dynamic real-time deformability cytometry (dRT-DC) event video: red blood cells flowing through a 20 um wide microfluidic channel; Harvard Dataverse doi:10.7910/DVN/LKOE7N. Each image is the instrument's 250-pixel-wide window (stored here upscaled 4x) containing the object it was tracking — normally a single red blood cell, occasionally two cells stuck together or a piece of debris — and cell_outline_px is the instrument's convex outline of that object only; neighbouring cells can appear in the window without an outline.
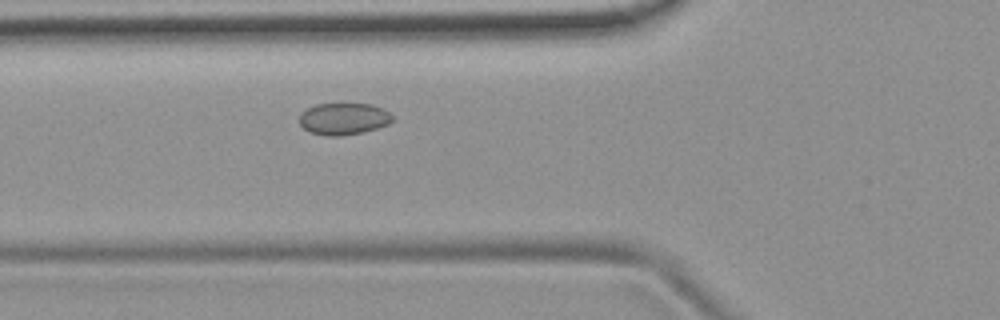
{"species": "common noctule bat (a hibernating species)", "species_latin": "Nyctalus noctula", "temperature_condition": "room temperature", "stored_images_in_passage": 45, "camera_frame_rate_fps": 3000, "um_per_image_px": 0.085, "animal": {"sex": "female", "body_mass_g": 19.9}, "frame": {"image": 1, "passage_image": 12, "time_ms": 3.667, "image_size_px": [1000, 320], "cell_outline_px": [[392, 120], [388, 124], [364, 132], [340, 136], [328, 136], [308, 132], [300, 124], [300, 116], [308, 108], [316, 104], [372, 104], [384, 108], [392, 116]], "centroid_in_image_um": [29.22, 10.1], "position_along_channel_um": 96.6, "area_um2": 17.17}}
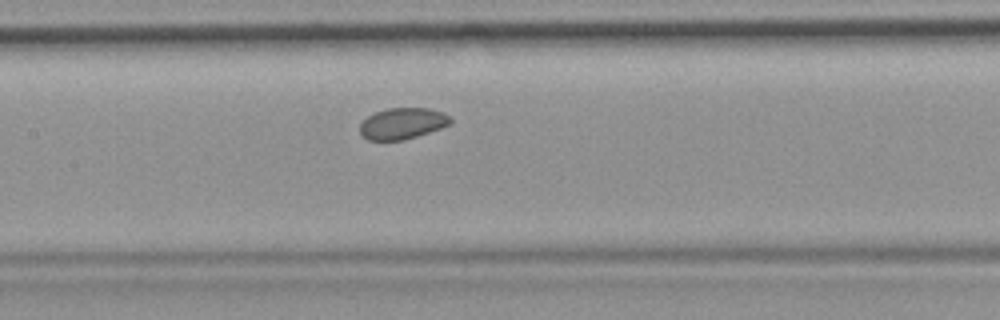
{"frame": {"image": 2, "passage_image": 18, "time_ms": 5.667, "image_size_px": [1000, 320], "cell_outline_px": [[452, 124], [404, 140], [368, 140], [360, 132], [360, 124], [368, 116], [376, 112], [388, 108], [432, 108], [444, 112], [452, 120]], "centroid_in_image_um": [34.24, 10.48], "position_along_channel_um": 173.2, "area_um2": 16.42}}
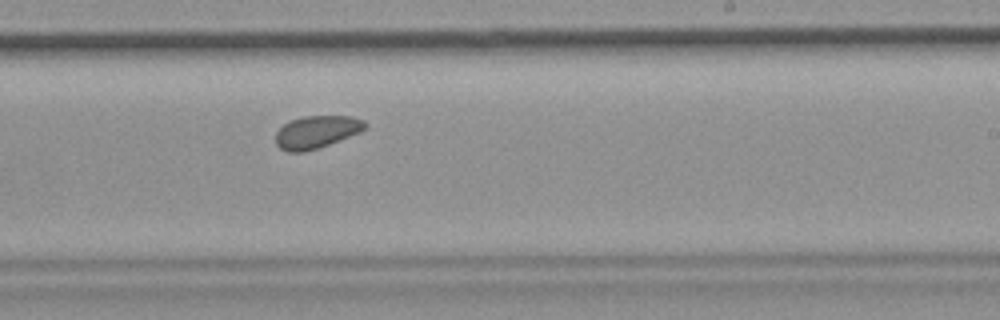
{"frame": {"image": 3, "passage_image": 25, "time_ms": 8.0, "image_size_px": [1000, 320], "cell_outline_px": [[368, 124], [360, 132], [328, 144], [304, 152], [288, 152], [280, 148], [276, 144], [276, 132], [284, 124], [292, 120], [304, 116], [352, 116], [364, 120]], "centroid_in_image_um": [26.9, 11.21], "position_along_channel_um": 262.1, "area_um2": 16.76}, "authors_computed_cell_mechanics": {"area_um2": 17.34, "velocity_mm_per_s": 3.837, "shape_relaxation_time_tau1_ms": null, "shape_relaxation_time_tau2_ms": 9.7591, "deformation_change_tau1": null, "deformation_change_tau2": 0.1081}}